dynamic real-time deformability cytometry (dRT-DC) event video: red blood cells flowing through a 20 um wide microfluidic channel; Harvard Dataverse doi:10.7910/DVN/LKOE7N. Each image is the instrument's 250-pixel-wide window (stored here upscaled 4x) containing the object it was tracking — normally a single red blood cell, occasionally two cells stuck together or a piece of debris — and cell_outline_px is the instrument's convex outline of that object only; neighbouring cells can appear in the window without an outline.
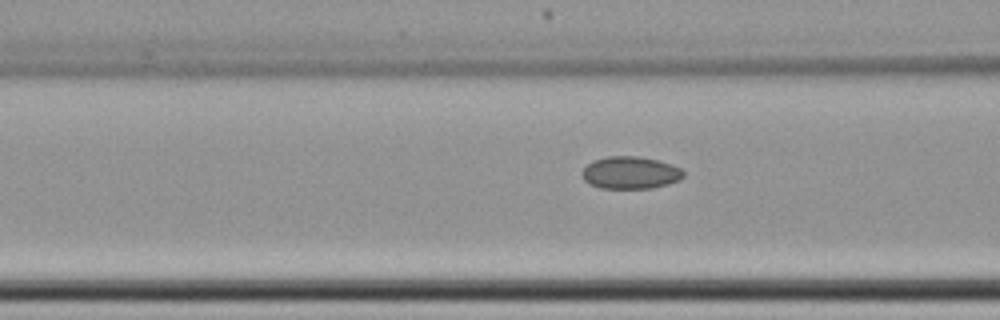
{"species": "common noctule bat (a hibernating species)", "species_latin": "Nyctalus noctula", "temperature_condition": "cold", "stored_images_in_passage": 7, "camera_frame_rate_fps": 3000, "um_per_image_px": 0.085, "animal": {"sex": "female", "body_mass_g": 22.7, "forearm_length_mm": 54.2}, "frame": {"image": 1, "passage_image": 4, "time_ms": 1.0, "image_size_px": [1000, 320], "cell_outline_px": [[684, 176], [680, 180], [668, 184], [652, 188], [600, 188], [588, 184], [584, 180], [580, 172], [592, 160], [608, 156], [636, 156], [660, 160], [672, 164], [680, 168], [684, 172]], "centroid_in_image_um": [53.57, 14.68], "position_along_channel_um": 113.0, "area_um2": 19.36}}